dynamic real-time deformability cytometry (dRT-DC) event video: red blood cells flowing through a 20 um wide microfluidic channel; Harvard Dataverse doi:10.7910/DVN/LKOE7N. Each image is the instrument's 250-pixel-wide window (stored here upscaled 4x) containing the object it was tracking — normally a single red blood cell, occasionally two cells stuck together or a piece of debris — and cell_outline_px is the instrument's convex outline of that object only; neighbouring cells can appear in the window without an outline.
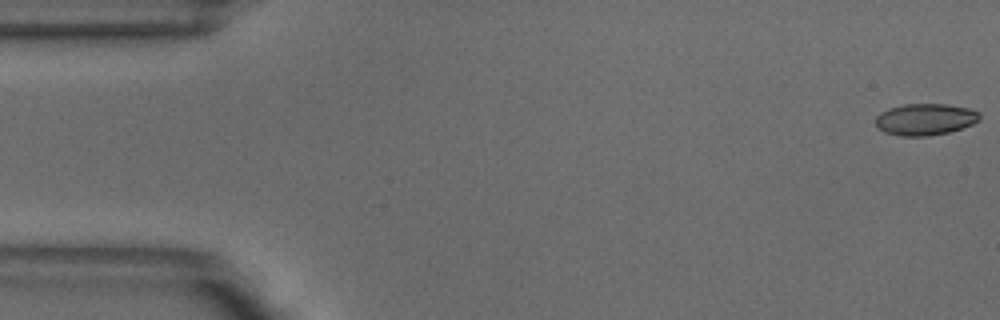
{"species": "common noctule bat (a hibernating species)", "species_latin": "Nyctalus noctula", "temperature_condition": "warm", "stored_images_in_passage": 52, "camera_frame_rate_fps": 3000, "um_per_image_px": 0.085, "animal": {"sex": "male", "body_mass_g": 18.8}, "frame": {"image": 1, "passage_image": 1, "time_ms": 0.0, "image_size_px": [1000, 320], "cell_outline_px": [[980, 120], [972, 124], [948, 132], [928, 136], [900, 136], [884, 132], [876, 128], [876, 116], [880, 112], [888, 108], [904, 104], [944, 104], [968, 108], [980, 112]], "centroid_in_image_um": [78.61, 10.14], "position_along_channel_um": 6.4, "area_um2": 19.25}}
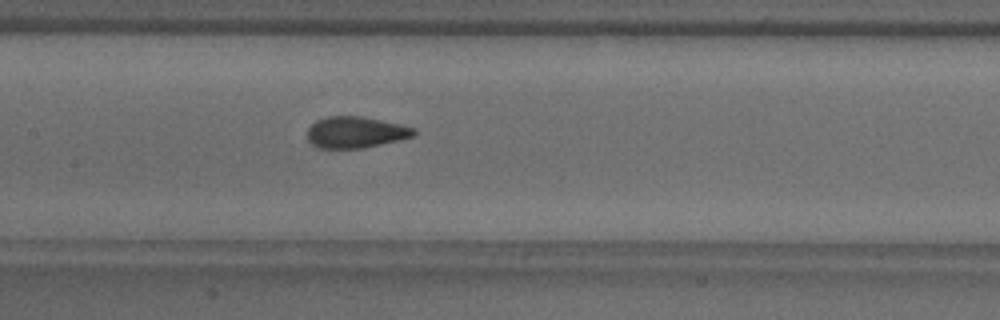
{"frame": {"image": 2, "passage_image": 24, "time_ms": 7.667, "image_size_px": [1000, 320], "cell_outline_px": [[416, 136], [400, 140], [364, 148], [316, 148], [308, 140], [308, 128], [316, 120], [328, 116], [364, 116], [400, 124], [416, 128]], "centroid_in_image_um": [30.26, 11.24], "position_along_channel_um": 177.1, "area_um2": 19.71}}
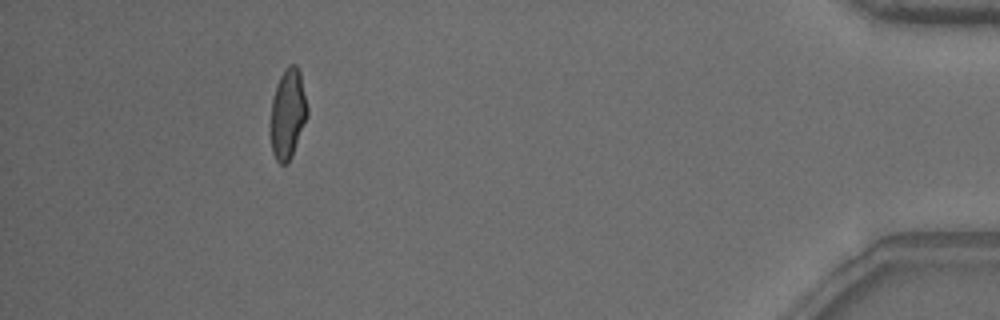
{"frame": {"image": 3, "passage_image": 47, "time_ms": 15.333, "image_size_px": [1000, 320], "cell_outline_px": [[308, 116], [292, 156], [284, 164], [280, 164], [276, 160], [272, 152], [272, 100], [280, 76], [284, 68], [288, 64], [296, 64], [300, 72], [308, 108]], "centroid_in_image_um": [24.49, 9.64], "position_along_channel_um": 410.7, "area_um2": 18.96}, "authors_computed_cell_mechanics": {"area_um2": 19.5653, "velocity_mm_per_s": 3.8895, "shape_relaxation_time_tau1_ms": 7.3799, "shape_relaxation_time_tau2_ms": 0.7896, "deformation_change_tau1": 0.1947, "deformation_change_tau2": 0.0667}}